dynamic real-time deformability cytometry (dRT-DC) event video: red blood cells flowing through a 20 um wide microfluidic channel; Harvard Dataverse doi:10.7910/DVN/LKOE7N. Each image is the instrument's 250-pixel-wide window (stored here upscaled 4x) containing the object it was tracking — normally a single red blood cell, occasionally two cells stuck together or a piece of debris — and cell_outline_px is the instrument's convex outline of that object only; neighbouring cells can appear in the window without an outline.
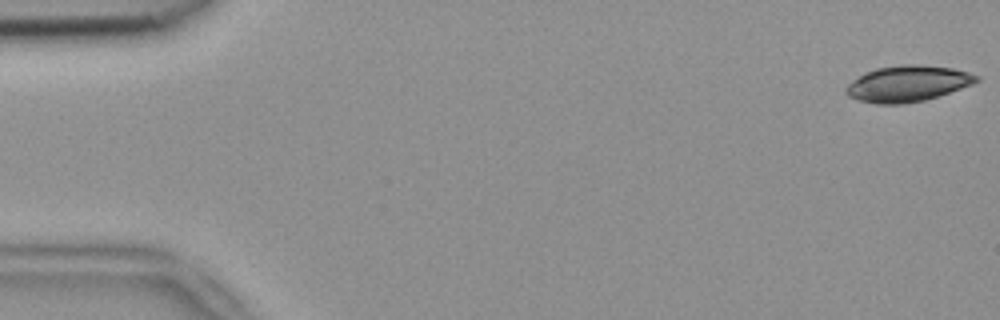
{"species": "common noctule bat (a hibernating species)", "species_latin": "Nyctalus noctula", "temperature_condition": "room temperature", "stored_images_in_passage": 53, "camera_frame_rate_fps": 3000, "um_per_image_px": 0.085, "animal": {"sex": "female", "body_mass_g": 18.4}, "frame": {"image": 1, "passage_image": 1, "time_ms": 0.0, "image_size_px": [1000, 320], "cell_outline_px": [[980, 80], [972, 84], [924, 100], [904, 104], [876, 104], [860, 100], [848, 96], [844, 92], [844, 88], [852, 80], [876, 68], [900, 64], [916, 64], [952, 68], [968, 72], [980, 76]], "centroid_in_image_um": [77.13, 7.1], "position_along_channel_um": 7.9, "area_um2": 27.22}}
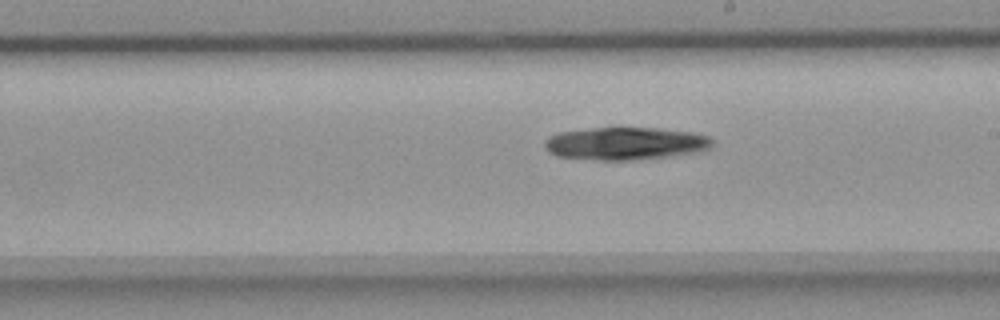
{"frame": {"image": 2, "passage_image": 30, "time_ms": 9.667, "image_size_px": [1000, 320], "cell_outline_px": [[712, 144], [708, 148], [700, 152], [632, 160], [600, 160], [556, 156], [548, 152], [544, 148], [544, 140], [548, 136], [560, 132], [592, 128], [660, 128], [692, 132], [708, 136], [712, 140]], "centroid_in_image_um": [53.12, 12.19], "position_along_channel_um": 235.9, "area_um2": 31.91}}
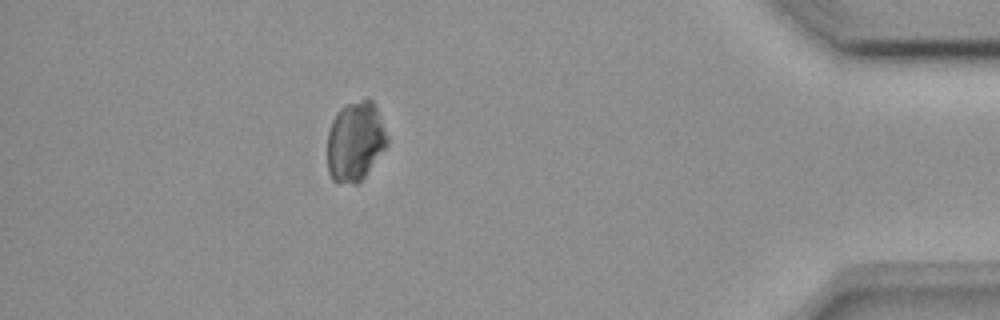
{"frame": {"image": 3, "passage_image": 47, "time_ms": 15.333, "image_size_px": [1000, 320], "cell_outline_px": [[388, 144], [364, 176], [356, 184], [336, 184], [332, 180], [328, 172], [328, 132], [332, 120], [340, 108], [344, 104], [360, 100], [372, 100], [376, 108], [388, 136]], "centroid_in_image_um": [30.17, 12.04], "position_along_channel_um": 405.0, "area_um2": 27.74}, "authors_computed_cell_mechanics": {"area_um2": 29.9982, "velocity_mm_per_s": 3.8133, "shape_relaxation_time_tau1_ms": 6.995, "shape_relaxation_time_tau2_ms": null, "deformation_change_tau1": 0.0913, "deformation_change_tau2": null}}